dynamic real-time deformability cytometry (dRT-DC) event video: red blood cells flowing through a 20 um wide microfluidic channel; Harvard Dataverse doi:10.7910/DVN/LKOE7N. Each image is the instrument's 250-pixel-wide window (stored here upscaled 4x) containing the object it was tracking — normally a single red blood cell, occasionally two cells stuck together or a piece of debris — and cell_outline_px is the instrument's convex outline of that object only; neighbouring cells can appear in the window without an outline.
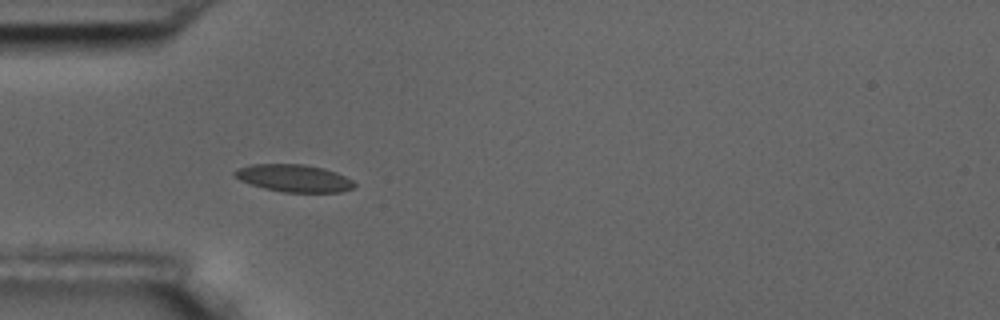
{"species": "common noctule bat (a hibernating species)", "species_latin": "Nyctalus noctula", "temperature_condition": "room temperature", "stored_images_in_passage": 5, "camera_frame_rate_fps": 3000, "um_per_image_px": 0.085, "animal": {"sex": "male", "body_mass_g": 17.5, "forearm_length_mm": 52.3}, "frame": {"image": 1, "passage_image": 3, "time_ms": 2.333, "image_size_px": [1000, 320], "cell_outline_px": [[356, 184], [352, 188], [340, 192], [284, 192], [264, 188], [240, 180], [232, 172], [240, 168], [252, 164], [304, 164], [324, 168], [336, 172], [352, 180]], "centroid_in_image_um": [25.0, 15.14], "position_along_channel_um": 60.0, "area_um2": 18.9}}